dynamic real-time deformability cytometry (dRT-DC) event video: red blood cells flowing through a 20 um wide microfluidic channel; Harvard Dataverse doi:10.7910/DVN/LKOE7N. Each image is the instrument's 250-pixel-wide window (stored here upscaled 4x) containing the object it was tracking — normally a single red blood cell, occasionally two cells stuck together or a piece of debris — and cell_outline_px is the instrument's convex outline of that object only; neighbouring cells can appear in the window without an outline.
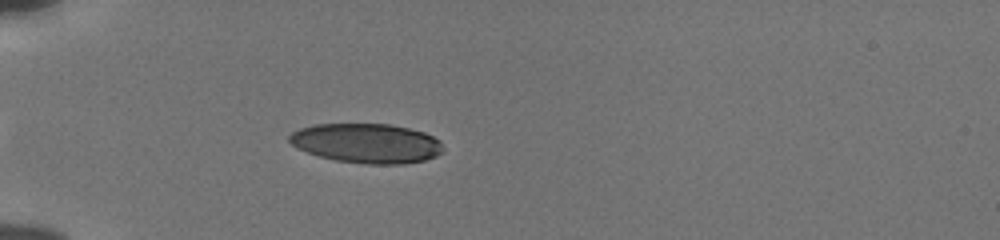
{"species": "human", "species_latin": "Homo sapiens", "temperature_condition": "cold", "stored_images_in_passage": 34, "camera_frame_rate_fps": 3000, "um_per_image_px": 0.085, "donor": {"sex": "male"}, "frame": {"image": 1, "passage_image": 1, "time_ms": 0.0, "image_size_px": [1000, 240], "cell_outline_px": [[444, 152], [436, 156], [424, 160], [404, 164], [368, 164], [336, 160], [320, 156], [296, 148], [288, 140], [288, 136], [292, 132], [300, 128], [316, 124], [392, 124], [424, 132], [440, 140]], "centroid_in_image_um": [31.18, 12.17], "position_along_channel_um": 53.8, "area_um2": 35.49}}
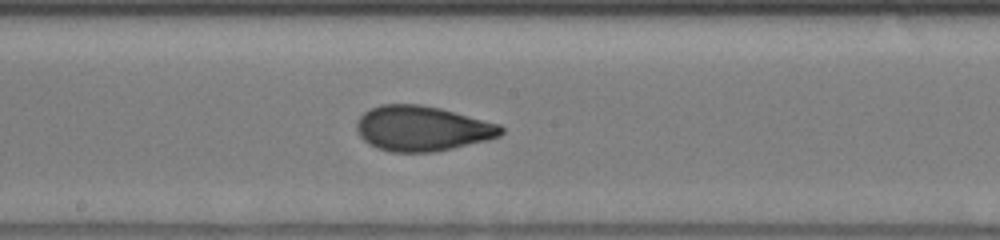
{"frame": {"image": 2, "passage_image": 15, "time_ms": 4.667, "image_size_px": [1000, 240], "cell_outline_px": [[504, 132], [500, 136], [488, 140], [436, 152], [392, 152], [376, 148], [368, 144], [360, 136], [356, 128], [356, 124], [360, 116], [364, 112], [380, 104], [420, 104], [440, 108], [500, 124], [504, 128]], "centroid_in_image_um": [35.89, 10.92], "position_along_channel_um": 212.3, "area_um2": 38.15}}
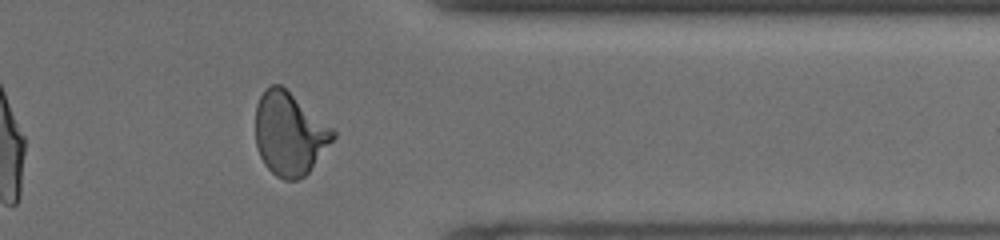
{"frame": {"image": 3, "passage_image": 29, "time_ms": 9.333, "image_size_px": [1000, 240], "cell_outline_px": [[336, 136], [308, 172], [304, 176], [296, 180], [284, 180], [276, 176], [264, 164], [260, 156], [256, 144], [256, 104], [260, 96], [272, 84], [280, 84], [332, 128], [336, 132]], "centroid_in_image_um": [24.59, 11.38], "position_along_channel_um": 386.8, "area_um2": 36.93}, "authors_computed_cell_mechanics": {"area_um2": 37.1076, "velocity_mm_per_s": 3.8617, "shape_relaxation_time_tau1_ms": 4.7674, "shape_relaxation_time_tau2_ms": 0.9354, "deformation_change_tau1": 0.1664, "deformation_change_tau2": 0.0681}}